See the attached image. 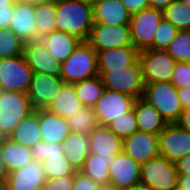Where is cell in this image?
Wrapping results in <instances>:
<instances>
[{
  "label": "cell",
  "mask_w": 190,
  "mask_h": 190,
  "mask_svg": "<svg viewBox=\"0 0 190 190\" xmlns=\"http://www.w3.org/2000/svg\"><path fill=\"white\" fill-rule=\"evenodd\" d=\"M2 152L4 163L9 173L29 165L33 161L30 148L11 141L9 138H2Z\"/></svg>",
  "instance_id": "obj_28"
},
{
  "label": "cell",
  "mask_w": 190,
  "mask_h": 190,
  "mask_svg": "<svg viewBox=\"0 0 190 190\" xmlns=\"http://www.w3.org/2000/svg\"><path fill=\"white\" fill-rule=\"evenodd\" d=\"M174 0H148L149 7L154 9L163 10L171 4Z\"/></svg>",
  "instance_id": "obj_48"
},
{
  "label": "cell",
  "mask_w": 190,
  "mask_h": 190,
  "mask_svg": "<svg viewBox=\"0 0 190 190\" xmlns=\"http://www.w3.org/2000/svg\"><path fill=\"white\" fill-rule=\"evenodd\" d=\"M179 1L190 8V0H179Z\"/></svg>",
  "instance_id": "obj_54"
},
{
  "label": "cell",
  "mask_w": 190,
  "mask_h": 190,
  "mask_svg": "<svg viewBox=\"0 0 190 190\" xmlns=\"http://www.w3.org/2000/svg\"><path fill=\"white\" fill-rule=\"evenodd\" d=\"M109 184L120 189L140 183L141 164L123 151L115 156L109 166Z\"/></svg>",
  "instance_id": "obj_18"
},
{
  "label": "cell",
  "mask_w": 190,
  "mask_h": 190,
  "mask_svg": "<svg viewBox=\"0 0 190 190\" xmlns=\"http://www.w3.org/2000/svg\"><path fill=\"white\" fill-rule=\"evenodd\" d=\"M123 190H151V189L140 182Z\"/></svg>",
  "instance_id": "obj_51"
},
{
  "label": "cell",
  "mask_w": 190,
  "mask_h": 190,
  "mask_svg": "<svg viewBox=\"0 0 190 190\" xmlns=\"http://www.w3.org/2000/svg\"><path fill=\"white\" fill-rule=\"evenodd\" d=\"M176 123L190 133V108L182 109L179 120Z\"/></svg>",
  "instance_id": "obj_46"
},
{
  "label": "cell",
  "mask_w": 190,
  "mask_h": 190,
  "mask_svg": "<svg viewBox=\"0 0 190 190\" xmlns=\"http://www.w3.org/2000/svg\"><path fill=\"white\" fill-rule=\"evenodd\" d=\"M76 95L85 107H94L105 89L100 75L73 83Z\"/></svg>",
  "instance_id": "obj_31"
},
{
  "label": "cell",
  "mask_w": 190,
  "mask_h": 190,
  "mask_svg": "<svg viewBox=\"0 0 190 190\" xmlns=\"http://www.w3.org/2000/svg\"><path fill=\"white\" fill-rule=\"evenodd\" d=\"M33 160L41 162L47 180L61 178L74 172L62 150V144L39 141L32 148Z\"/></svg>",
  "instance_id": "obj_6"
},
{
  "label": "cell",
  "mask_w": 190,
  "mask_h": 190,
  "mask_svg": "<svg viewBox=\"0 0 190 190\" xmlns=\"http://www.w3.org/2000/svg\"><path fill=\"white\" fill-rule=\"evenodd\" d=\"M176 171L179 176L190 175V154L180 158L176 163Z\"/></svg>",
  "instance_id": "obj_44"
},
{
  "label": "cell",
  "mask_w": 190,
  "mask_h": 190,
  "mask_svg": "<svg viewBox=\"0 0 190 190\" xmlns=\"http://www.w3.org/2000/svg\"><path fill=\"white\" fill-rule=\"evenodd\" d=\"M64 84L61 77L34 73L27 92L33 108L35 110L48 109L54 99L59 96Z\"/></svg>",
  "instance_id": "obj_14"
},
{
  "label": "cell",
  "mask_w": 190,
  "mask_h": 190,
  "mask_svg": "<svg viewBox=\"0 0 190 190\" xmlns=\"http://www.w3.org/2000/svg\"><path fill=\"white\" fill-rule=\"evenodd\" d=\"M80 1H86V2H90L91 3V0H80Z\"/></svg>",
  "instance_id": "obj_56"
},
{
  "label": "cell",
  "mask_w": 190,
  "mask_h": 190,
  "mask_svg": "<svg viewBox=\"0 0 190 190\" xmlns=\"http://www.w3.org/2000/svg\"><path fill=\"white\" fill-rule=\"evenodd\" d=\"M99 190H123V189H120V188H118L116 186L108 184V185H102V186H100Z\"/></svg>",
  "instance_id": "obj_52"
},
{
  "label": "cell",
  "mask_w": 190,
  "mask_h": 190,
  "mask_svg": "<svg viewBox=\"0 0 190 190\" xmlns=\"http://www.w3.org/2000/svg\"><path fill=\"white\" fill-rule=\"evenodd\" d=\"M163 19L171 22L179 31H190V8L174 0L162 10Z\"/></svg>",
  "instance_id": "obj_34"
},
{
  "label": "cell",
  "mask_w": 190,
  "mask_h": 190,
  "mask_svg": "<svg viewBox=\"0 0 190 190\" xmlns=\"http://www.w3.org/2000/svg\"><path fill=\"white\" fill-rule=\"evenodd\" d=\"M11 141L19 143L27 148H32L42 141L41 129L37 112L34 111L25 117L8 136Z\"/></svg>",
  "instance_id": "obj_27"
},
{
  "label": "cell",
  "mask_w": 190,
  "mask_h": 190,
  "mask_svg": "<svg viewBox=\"0 0 190 190\" xmlns=\"http://www.w3.org/2000/svg\"><path fill=\"white\" fill-rule=\"evenodd\" d=\"M123 152L139 164L146 163L159 155V136L136 131L123 140Z\"/></svg>",
  "instance_id": "obj_17"
},
{
  "label": "cell",
  "mask_w": 190,
  "mask_h": 190,
  "mask_svg": "<svg viewBox=\"0 0 190 190\" xmlns=\"http://www.w3.org/2000/svg\"><path fill=\"white\" fill-rule=\"evenodd\" d=\"M177 190H190V175L178 176Z\"/></svg>",
  "instance_id": "obj_49"
},
{
  "label": "cell",
  "mask_w": 190,
  "mask_h": 190,
  "mask_svg": "<svg viewBox=\"0 0 190 190\" xmlns=\"http://www.w3.org/2000/svg\"><path fill=\"white\" fill-rule=\"evenodd\" d=\"M16 0H0V5H14Z\"/></svg>",
  "instance_id": "obj_53"
},
{
  "label": "cell",
  "mask_w": 190,
  "mask_h": 190,
  "mask_svg": "<svg viewBox=\"0 0 190 190\" xmlns=\"http://www.w3.org/2000/svg\"><path fill=\"white\" fill-rule=\"evenodd\" d=\"M16 1L21 2V3H26L29 5L37 6V5H40V4L45 3V2L56 1V0H16Z\"/></svg>",
  "instance_id": "obj_50"
},
{
  "label": "cell",
  "mask_w": 190,
  "mask_h": 190,
  "mask_svg": "<svg viewBox=\"0 0 190 190\" xmlns=\"http://www.w3.org/2000/svg\"><path fill=\"white\" fill-rule=\"evenodd\" d=\"M62 150L73 170L79 172L90 153L89 135L71 132L62 144Z\"/></svg>",
  "instance_id": "obj_26"
},
{
  "label": "cell",
  "mask_w": 190,
  "mask_h": 190,
  "mask_svg": "<svg viewBox=\"0 0 190 190\" xmlns=\"http://www.w3.org/2000/svg\"><path fill=\"white\" fill-rule=\"evenodd\" d=\"M70 131L82 135H89L99 125L96 113L92 107H83L75 115L68 117Z\"/></svg>",
  "instance_id": "obj_33"
},
{
  "label": "cell",
  "mask_w": 190,
  "mask_h": 190,
  "mask_svg": "<svg viewBox=\"0 0 190 190\" xmlns=\"http://www.w3.org/2000/svg\"><path fill=\"white\" fill-rule=\"evenodd\" d=\"M49 53L63 63L82 42L76 36L67 32L54 31L41 38Z\"/></svg>",
  "instance_id": "obj_25"
},
{
  "label": "cell",
  "mask_w": 190,
  "mask_h": 190,
  "mask_svg": "<svg viewBox=\"0 0 190 190\" xmlns=\"http://www.w3.org/2000/svg\"><path fill=\"white\" fill-rule=\"evenodd\" d=\"M159 136V155L176 163L190 154V133L177 123H168Z\"/></svg>",
  "instance_id": "obj_13"
},
{
  "label": "cell",
  "mask_w": 190,
  "mask_h": 190,
  "mask_svg": "<svg viewBox=\"0 0 190 190\" xmlns=\"http://www.w3.org/2000/svg\"><path fill=\"white\" fill-rule=\"evenodd\" d=\"M178 176L175 163L161 155L141 164L140 182L151 190H177Z\"/></svg>",
  "instance_id": "obj_5"
},
{
  "label": "cell",
  "mask_w": 190,
  "mask_h": 190,
  "mask_svg": "<svg viewBox=\"0 0 190 190\" xmlns=\"http://www.w3.org/2000/svg\"><path fill=\"white\" fill-rule=\"evenodd\" d=\"M130 14H134L149 8L148 0H120Z\"/></svg>",
  "instance_id": "obj_42"
},
{
  "label": "cell",
  "mask_w": 190,
  "mask_h": 190,
  "mask_svg": "<svg viewBox=\"0 0 190 190\" xmlns=\"http://www.w3.org/2000/svg\"><path fill=\"white\" fill-rule=\"evenodd\" d=\"M98 71L113 72L134 65L139 51L134 46L97 51Z\"/></svg>",
  "instance_id": "obj_21"
},
{
  "label": "cell",
  "mask_w": 190,
  "mask_h": 190,
  "mask_svg": "<svg viewBox=\"0 0 190 190\" xmlns=\"http://www.w3.org/2000/svg\"><path fill=\"white\" fill-rule=\"evenodd\" d=\"M98 1H100V0H91V4L98 2Z\"/></svg>",
  "instance_id": "obj_55"
},
{
  "label": "cell",
  "mask_w": 190,
  "mask_h": 190,
  "mask_svg": "<svg viewBox=\"0 0 190 190\" xmlns=\"http://www.w3.org/2000/svg\"><path fill=\"white\" fill-rule=\"evenodd\" d=\"M113 159L110 157H99L97 154L89 153L79 172L91 178L100 186L108 185L110 179L109 166Z\"/></svg>",
  "instance_id": "obj_30"
},
{
  "label": "cell",
  "mask_w": 190,
  "mask_h": 190,
  "mask_svg": "<svg viewBox=\"0 0 190 190\" xmlns=\"http://www.w3.org/2000/svg\"><path fill=\"white\" fill-rule=\"evenodd\" d=\"M171 83L176 88L190 87V63L176 62Z\"/></svg>",
  "instance_id": "obj_39"
},
{
  "label": "cell",
  "mask_w": 190,
  "mask_h": 190,
  "mask_svg": "<svg viewBox=\"0 0 190 190\" xmlns=\"http://www.w3.org/2000/svg\"><path fill=\"white\" fill-rule=\"evenodd\" d=\"M34 72L24 55L0 59V90L28 92Z\"/></svg>",
  "instance_id": "obj_8"
},
{
  "label": "cell",
  "mask_w": 190,
  "mask_h": 190,
  "mask_svg": "<svg viewBox=\"0 0 190 190\" xmlns=\"http://www.w3.org/2000/svg\"><path fill=\"white\" fill-rule=\"evenodd\" d=\"M87 42L96 52L133 46L130 25L93 24Z\"/></svg>",
  "instance_id": "obj_11"
},
{
  "label": "cell",
  "mask_w": 190,
  "mask_h": 190,
  "mask_svg": "<svg viewBox=\"0 0 190 190\" xmlns=\"http://www.w3.org/2000/svg\"><path fill=\"white\" fill-rule=\"evenodd\" d=\"M100 185L95 183L91 178L75 171V180L72 190H99Z\"/></svg>",
  "instance_id": "obj_41"
},
{
  "label": "cell",
  "mask_w": 190,
  "mask_h": 190,
  "mask_svg": "<svg viewBox=\"0 0 190 190\" xmlns=\"http://www.w3.org/2000/svg\"><path fill=\"white\" fill-rule=\"evenodd\" d=\"M107 126L122 140L129 137L138 131L137 118L134 108L131 111L124 113L122 116L115 118Z\"/></svg>",
  "instance_id": "obj_37"
},
{
  "label": "cell",
  "mask_w": 190,
  "mask_h": 190,
  "mask_svg": "<svg viewBox=\"0 0 190 190\" xmlns=\"http://www.w3.org/2000/svg\"><path fill=\"white\" fill-rule=\"evenodd\" d=\"M138 131L159 135L168 124L162 115L142 97L134 103Z\"/></svg>",
  "instance_id": "obj_24"
},
{
  "label": "cell",
  "mask_w": 190,
  "mask_h": 190,
  "mask_svg": "<svg viewBox=\"0 0 190 190\" xmlns=\"http://www.w3.org/2000/svg\"><path fill=\"white\" fill-rule=\"evenodd\" d=\"M90 153L99 157L115 156L123 151V140L116 136L107 125L96 126L89 133Z\"/></svg>",
  "instance_id": "obj_22"
},
{
  "label": "cell",
  "mask_w": 190,
  "mask_h": 190,
  "mask_svg": "<svg viewBox=\"0 0 190 190\" xmlns=\"http://www.w3.org/2000/svg\"><path fill=\"white\" fill-rule=\"evenodd\" d=\"M9 29L24 42L37 40L35 6L16 1Z\"/></svg>",
  "instance_id": "obj_19"
},
{
  "label": "cell",
  "mask_w": 190,
  "mask_h": 190,
  "mask_svg": "<svg viewBox=\"0 0 190 190\" xmlns=\"http://www.w3.org/2000/svg\"><path fill=\"white\" fill-rule=\"evenodd\" d=\"M46 180L41 162L33 160L8 174L4 190H43Z\"/></svg>",
  "instance_id": "obj_16"
},
{
  "label": "cell",
  "mask_w": 190,
  "mask_h": 190,
  "mask_svg": "<svg viewBox=\"0 0 190 190\" xmlns=\"http://www.w3.org/2000/svg\"><path fill=\"white\" fill-rule=\"evenodd\" d=\"M94 24L92 4L80 0H56V31L87 41Z\"/></svg>",
  "instance_id": "obj_1"
},
{
  "label": "cell",
  "mask_w": 190,
  "mask_h": 190,
  "mask_svg": "<svg viewBox=\"0 0 190 190\" xmlns=\"http://www.w3.org/2000/svg\"><path fill=\"white\" fill-rule=\"evenodd\" d=\"M35 111L39 118L42 141L63 144L71 133L67 120L48 109Z\"/></svg>",
  "instance_id": "obj_23"
},
{
  "label": "cell",
  "mask_w": 190,
  "mask_h": 190,
  "mask_svg": "<svg viewBox=\"0 0 190 190\" xmlns=\"http://www.w3.org/2000/svg\"><path fill=\"white\" fill-rule=\"evenodd\" d=\"M14 5H0V29L9 28Z\"/></svg>",
  "instance_id": "obj_43"
},
{
  "label": "cell",
  "mask_w": 190,
  "mask_h": 190,
  "mask_svg": "<svg viewBox=\"0 0 190 190\" xmlns=\"http://www.w3.org/2000/svg\"><path fill=\"white\" fill-rule=\"evenodd\" d=\"M9 172L6 169L3 152H2V138H0V185L4 186L7 180Z\"/></svg>",
  "instance_id": "obj_47"
},
{
  "label": "cell",
  "mask_w": 190,
  "mask_h": 190,
  "mask_svg": "<svg viewBox=\"0 0 190 190\" xmlns=\"http://www.w3.org/2000/svg\"><path fill=\"white\" fill-rule=\"evenodd\" d=\"M83 107L84 106L76 95L74 84L65 83L59 96L54 99L48 110L67 119L75 115V113L80 111Z\"/></svg>",
  "instance_id": "obj_29"
},
{
  "label": "cell",
  "mask_w": 190,
  "mask_h": 190,
  "mask_svg": "<svg viewBox=\"0 0 190 190\" xmlns=\"http://www.w3.org/2000/svg\"><path fill=\"white\" fill-rule=\"evenodd\" d=\"M96 75H99L97 52L87 41H82L62 63L60 77L73 84Z\"/></svg>",
  "instance_id": "obj_3"
},
{
  "label": "cell",
  "mask_w": 190,
  "mask_h": 190,
  "mask_svg": "<svg viewBox=\"0 0 190 190\" xmlns=\"http://www.w3.org/2000/svg\"><path fill=\"white\" fill-rule=\"evenodd\" d=\"M182 109L190 108V87L177 88Z\"/></svg>",
  "instance_id": "obj_45"
},
{
  "label": "cell",
  "mask_w": 190,
  "mask_h": 190,
  "mask_svg": "<svg viewBox=\"0 0 190 190\" xmlns=\"http://www.w3.org/2000/svg\"><path fill=\"white\" fill-rule=\"evenodd\" d=\"M142 98L153 106L167 123L179 120L182 106L177 88L171 82L145 84Z\"/></svg>",
  "instance_id": "obj_4"
},
{
  "label": "cell",
  "mask_w": 190,
  "mask_h": 190,
  "mask_svg": "<svg viewBox=\"0 0 190 190\" xmlns=\"http://www.w3.org/2000/svg\"><path fill=\"white\" fill-rule=\"evenodd\" d=\"M0 190H4V186H1V185H0Z\"/></svg>",
  "instance_id": "obj_57"
},
{
  "label": "cell",
  "mask_w": 190,
  "mask_h": 190,
  "mask_svg": "<svg viewBox=\"0 0 190 190\" xmlns=\"http://www.w3.org/2000/svg\"><path fill=\"white\" fill-rule=\"evenodd\" d=\"M34 111L26 92L0 90V138H8L14 128Z\"/></svg>",
  "instance_id": "obj_2"
},
{
  "label": "cell",
  "mask_w": 190,
  "mask_h": 190,
  "mask_svg": "<svg viewBox=\"0 0 190 190\" xmlns=\"http://www.w3.org/2000/svg\"><path fill=\"white\" fill-rule=\"evenodd\" d=\"M24 43L9 28L0 29V59L23 55Z\"/></svg>",
  "instance_id": "obj_35"
},
{
  "label": "cell",
  "mask_w": 190,
  "mask_h": 190,
  "mask_svg": "<svg viewBox=\"0 0 190 190\" xmlns=\"http://www.w3.org/2000/svg\"><path fill=\"white\" fill-rule=\"evenodd\" d=\"M106 89L122 92L134 96H143L145 83L139 60L129 67L113 72H99Z\"/></svg>",
  "instance_id": "obj_9"
},
{
  "label": "cell",
  "mask_w": 190,
  "mask_h": 190,
  "mask_svg": "<svg viewBox=\"0 0 190 190\" xmlns=\"http://www.w3.org/2000/svg\"><path fill=\"white\" fill-rule=\"evenodd\" d=\"M37 40L56 31V1L35 6Z\"/></svg>",
  "instance_id": "obj_32"
},
{
  "label": "cell",
  "mask_w": 190,
  "mask_h": 190,
  "mask_svg": "<svg viewBox=\"0 0 190 190\" xmlns=\"http://www.w3.org/2000/svg\"><path fill=\"white\" fill-rule=\"evenodd\" d=\"M166 51L177 62L190 63V31H179Z\"/></svg>",
  "instance_id": "obj_36"
},
{
  "label": "cell",
  "mask_w": 190,
  "mask_h": 190,
  "mask_svg": "<svg viewBox=\"0 0 190 190\" xmlns=\"http://www.w3.org/2000/svg\"><path fill=\"white\" fill-rule=\"evenodd\" d=\"M179 30L169 21L162 19L155 32L152 49L166 50Z\"/></svg>",
  "instance_id": "obj_38"
},
{
  "label": "cell",
  "mask_w": 190,
  "mask_h": 190,
  "mask_svg": "<svg viewBox=\"0 0 190 190\" xmlns=\"http://www.w3.org/2000/svg\"><path fill=\"white\" fill-rule=\"evenodd\" d=\"M23 55L34 73L60 77L62 63L49 53L41 39L25 42Z\"/></svg>",
  "instance_id": "obj_15"
},
{
  "label": "cell",
  "mask_w": 190,
  "mask_h": 190,
  "mask_svg": "<svg viewBox=\"0 0 190 190\" xmlns=\"http://www.w3.org/2000/svg\"><path fill=\"white\" fill-rule=\"evenodd\" d=\"M75 180V171L61 178L46 180L43 185V190H72Z\"/></svg>",
  "instance_id": "obj_40"
},
{
  "label": "cell",
  "mask_w": 190,
  "mask_h": 190,
  "mask_svg": "<svg viewBox=\"0 0 190 190\" xmlns=\"http://www.w3.org/2000/svg\"><path fill=\"white\" fill-rule=\"evenodd\" d=\"M94 24L129 25L131 14L120 0H100L92 4Z\"/></svg>",
  "instance_id": "obj_20"
},
{
  "label": "cell",
  "mask_w": 190,
  "mask_h": 190,
  "mask_svg": "<svg viewBox=\"0 0 190 190\" xmlns=\"http://www.w3.org/2000/svg\"><path fill=\"white\" fill-rule=\"evenodd\" d=\"M139 62L145 84L171 82L176 64L166 50L145 49L139 51Z\"/></svg>",
  "instance_id": "obj_7"
},
{
  "label": "cell",
  "mask_w": 190,
  "mask_h": 190,
  "mask_svg": "<svg viewBox=\"0 0 190 190\" xmlns=\"http://www.w3.org/2000/svg\"><path fill=\"white\" fill-rule=\"evenodd\" d=\"M162 19V10L150 7L132 14L129 25L133 46L138 51L152 49L155 32Z\"/></svg>",
  "instance_id": "obj_10"
},
{
  "label": "cell",
  "mask_w": 190,
  "mask_h": 190,
  "mask_svg": "<svg viewBox=\"0 0 190 190\" xmlns=\"http://www.w3.org/2000/svg\"><path fill=\"white\" fill-rule=\"evenodd\" d=\"M135 100L134 96L105 88L102 96L93 107L99 125H108L115 118L131 111Z\"/></svg>",
  "instance_id": "obj_12"
}]
</instances>
